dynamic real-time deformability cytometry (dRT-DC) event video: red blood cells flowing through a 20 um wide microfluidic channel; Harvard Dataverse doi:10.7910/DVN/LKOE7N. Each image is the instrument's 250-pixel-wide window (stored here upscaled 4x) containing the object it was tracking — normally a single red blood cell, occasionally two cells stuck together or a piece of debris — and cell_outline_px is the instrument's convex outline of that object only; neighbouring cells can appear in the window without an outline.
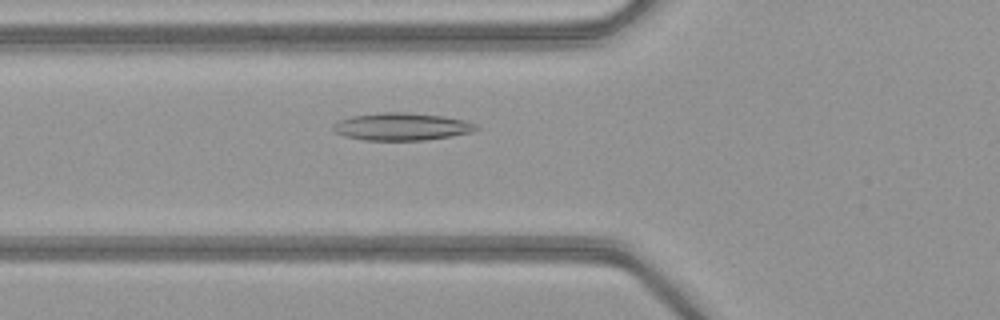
{"species": "common noctule bat (a hibernating species)", "species_latin": "Nyctalus noctula", "temperature_condition": "warm", "stored_images_in_passage": 33, "camera_frame_rate_fps": 3000, "um_per_image_px": 0.085, "animal": {"sex": "female", "body_mass_g": 21.9}, "frame": {"image": 1, "passage_image": 4, "time_ms": 1.0, "image_size_px": [1000, 320], "cell_outline_px": [[480, 128], [472, 132], [452, 136], [424, 140], [364, 140], [344, 136], [336, 132], [332, 128], [332, 124], [340, 120], [352, 116], [380, 112], [404, 112], [444, 116], [464, 120], [476, 124]], "centroid_in_image_um": [34.15, 10.76], "position_along_channel_um": 91.6, "area_um2": 22.95}}
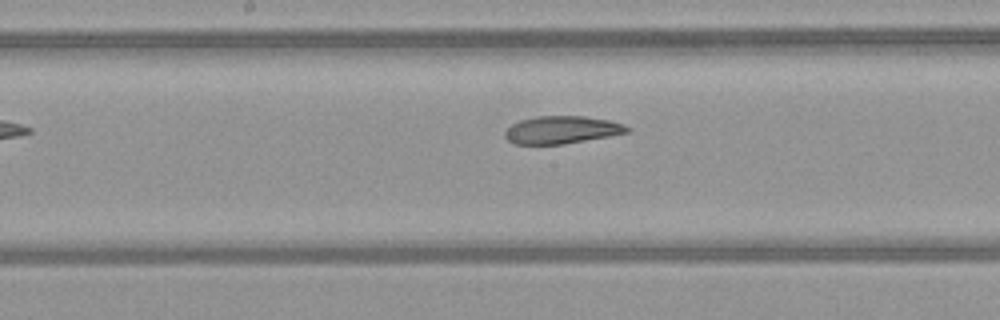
{"frame": {"image": 2, "passage_image": 12, "time_ms": 3.667, "image_size_px": [1000, 320], "cell_outline_px": [[632, 128], [628, 132], [608, 136], [564, 144], [516, 144], [508, 140], [504, 136], [504, 132], [512, 124], [520, 120], [536, 116], [584, 116], [608, 120], [624, 124]], "centroid_in_image_um": [47.75, 11.03], "position_along_channel_um": 200.5, "area_um2": 19.59}}
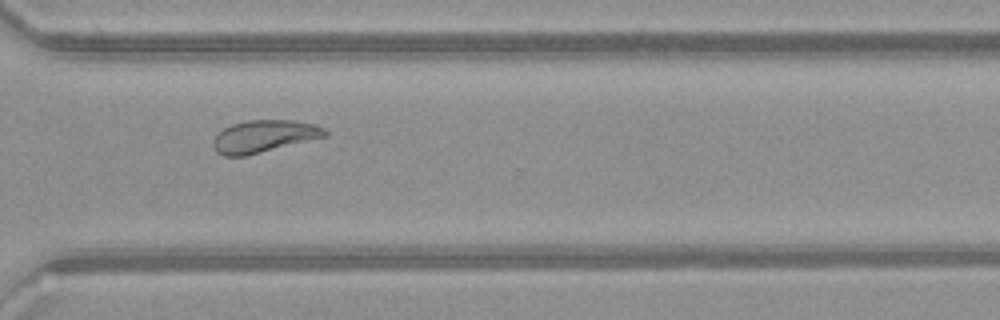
{"frame": {"image": 3, "passage_image": 23, "time_ms": 7.333, "image_size_px": [1000, 320], "cell_outline_px": [[328, 136], [244, 156], [224, 156], [216, 152], [212, 144], [212, 140], [216, 132], [232, 124], [248, 120], [292, 120], [316, 124], [324, 128], [328, 132]], "centroid_in_image_um": [22.42, 11.58], "position_along_channel_um": 348.2, "area_um2": 21.15}, "authors_computed_cell_mechanics": {"area_um2": 21.0392, "velocity_mm_per_s": 4.0364, "shape_relaxation_time_tau1_ms": 10.8049, "shape_relaxation_time_tau2_ms": 2.843, "deformation_change_tau1": 0.2327, "deformation_change_tau2": 0.094}}